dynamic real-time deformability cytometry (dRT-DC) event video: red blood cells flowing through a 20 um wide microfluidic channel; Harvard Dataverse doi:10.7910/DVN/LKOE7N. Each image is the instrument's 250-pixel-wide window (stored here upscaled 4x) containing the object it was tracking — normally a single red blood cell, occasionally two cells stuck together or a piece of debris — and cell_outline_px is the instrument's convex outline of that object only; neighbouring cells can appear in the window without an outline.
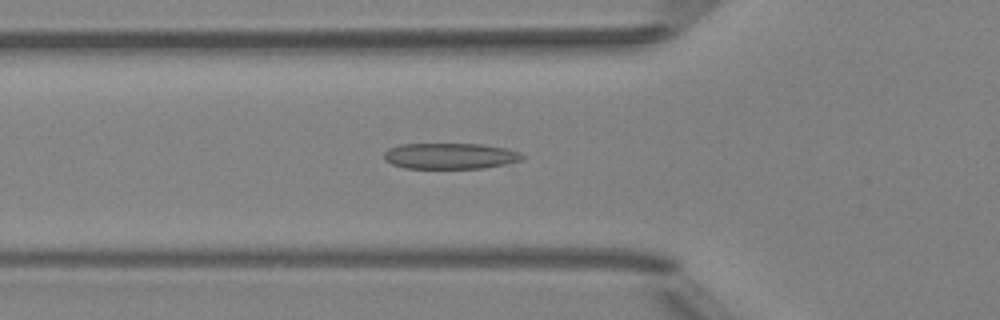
{"species": "Egyptian fruit bat (a non-hibernating species)", "species_latin": "Rousettus aegyptiacus", "temperature_condition": "room temperature", "stored_images_in_passage": 45, "camera_frame_rate_fps": 3000, "um_per_image_px": 0.085, "animal": {"sex": "female"}, "frame": {"image": 1, "passage_image": 18, "time_ms": 5.667, "image_size_px": [1000, 320], "cell_outline_px": [[524, 156], [520, 160], [504, 164], [484, 168], [404, 168], [392, 164], [384, 160], [384, 152], [388, 148], [400, 144], [484, 144], [504, 148], [520, 152]], "centroid_in_image_um": [38.22, 13.25], "position_along_channel_um": 87.6, "area_um2": 20.87}}
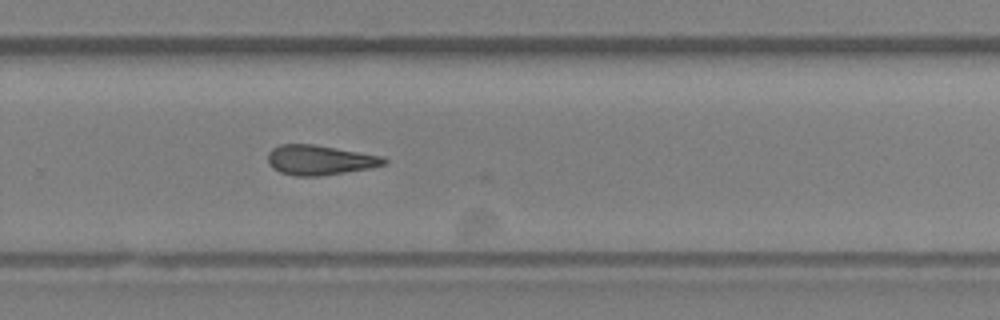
{"frame": {"image": 2, "passage_image": 34, "time_ms": 11.0, "image_size_px": [1000, 320], "cell_outline_px": [[388, 160], [384, 164], [368, 168], [320, 176], [296, 176], [280, 172], [272, 168], [268, 164], [268, 152], [272, 148], [280, 144], [312, 144], [384, 156]], "centroid_in_image_um": [27.14, 13.6], "position_along_channel_um": 302.7, "area_um2": 20.11}}
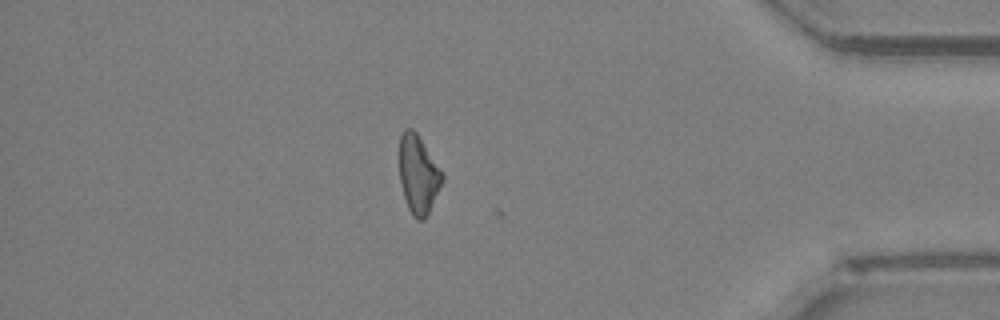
{"frame": {"image": 3, "passage_image": 44, "time_ms": 14.333, "image_size_px": [1000, 320], "cell_outline_px": [[444, 180], [424, 220], [416, 220], [412, 216], [408, 208], [400, 184], [400, 136], [404, 128], [412, 128], [416, 132], [440, 168], [444, 176]], "centroid_in_image_um": [35.55, 14.83], "position_along_channel_um": 399.7, "area_um2": 19.42}, "authors_computed_cell_mechanics": {"area_um2": 20.6924, "velocity_mm_per_s": 4.0565, "shape_relaxation_time_tau1_ms": 9.6491, "shape_relaxation_time_tau2_ms": 4.0247, "deformation_change_tau1": 0.2021, "deformation_change_tau2": 0.1571}}